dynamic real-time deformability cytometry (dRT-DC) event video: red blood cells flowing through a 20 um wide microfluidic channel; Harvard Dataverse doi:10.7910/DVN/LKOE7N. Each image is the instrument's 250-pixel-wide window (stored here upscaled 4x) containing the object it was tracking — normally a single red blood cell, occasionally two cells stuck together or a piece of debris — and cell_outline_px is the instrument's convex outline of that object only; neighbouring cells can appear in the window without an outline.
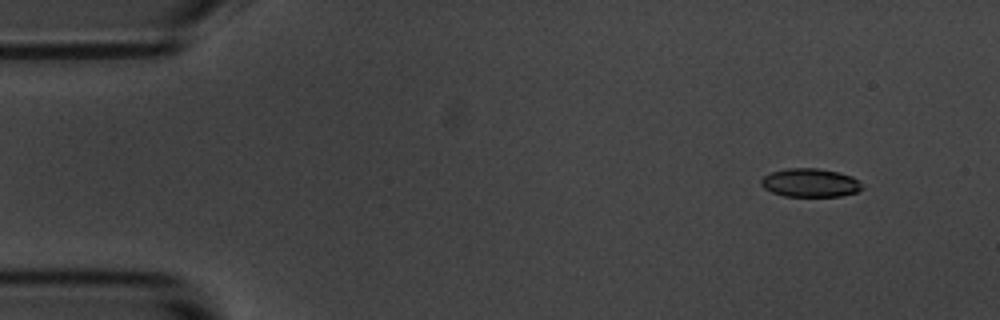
{"species": "common noctule bat (a hibernating species)", "species_latin": "Nyctalus noctula", "temperature_condition": "room temperature", "stored_images_in_passage": 5, "segment_of_instrument_passage": [1, 2], "camera_frame_rate_fps": 3000, "um_per_image_px": 0.085, "animal": {"sex": "male", "body_mass_g": 20.1, "forearm_length_mm": 53.5}, "frame": {"image": 1, "passage_image": 1, "time_ms": 0.0, "image_size_px": [1000, 320], "cell_outline_px": [[864, 188], [856, 192], [840, 196], [784, 196], [772, 192], [764, 188], [760, 184], [760, 180], [764, 176], [772, 172], [788, 168], [816, 168], [840, 172], [852, 176], [860, 180]], "centroid_in_image_um": [68.89, 15.53], "position_along_channel_um": 16.1, "area_um2": 16.88}}